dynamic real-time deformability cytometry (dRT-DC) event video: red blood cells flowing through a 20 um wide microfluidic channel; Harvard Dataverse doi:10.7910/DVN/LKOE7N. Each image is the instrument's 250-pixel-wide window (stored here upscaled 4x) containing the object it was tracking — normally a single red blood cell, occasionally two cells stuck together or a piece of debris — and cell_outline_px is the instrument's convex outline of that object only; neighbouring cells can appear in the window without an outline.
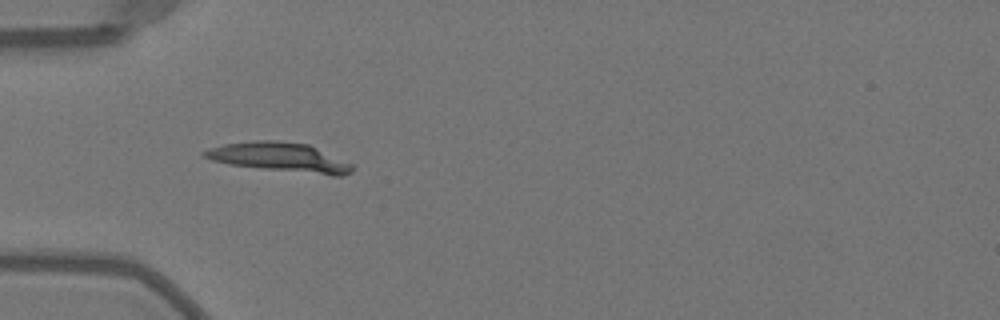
{"species": "Egyptian fruit bat (a non-hibernating species)", "species_latin": "Rousettus aegyptiacus", "temperature_condition": "warm", "stored_images_in_passage": 35, "camera_frame_rate_fps": 3000, "um_per_image_px": 0.085, "animal": {"sex": "female"}, "frame": {"image": 1, "passage_image": 1, "time_ms": 0.0, "image_size_px": [1000, 320], "cell_outline_px": [[352, 172], [344, 176], [332, 176], [228, 164], [212, 160], [200, 156], [200, 152], [208, 148], [224, 144], [256, 140], [280, 140], [308, 144], [352, 164]], "centroid_in_image_um": [23.74, 13.36], "position_along_channel_um": 61.3, "area_um2": 25.14}}
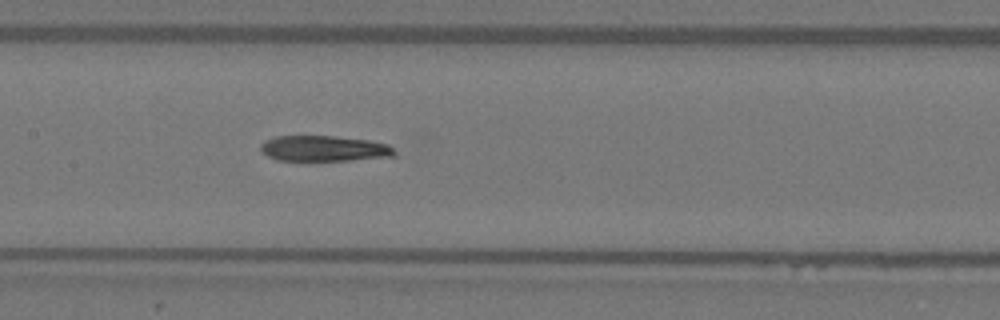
{"frame": {"image": 2, "passage_image": 10, "time_ms": 3.0, "image_size_px": [1000, 320], "cell_outline_px": [[396, 156], [316, 164], [276, 160], [268, 156], [260, 148], [260, 144], [264, 140], [276, 136], [336, 136], [368, 140], [388, 144], [396, 152]], "centroid_in_image_um": [27.52, 12.68], "position_along_channel_um": 179.9, "area_um2": 21.21}}
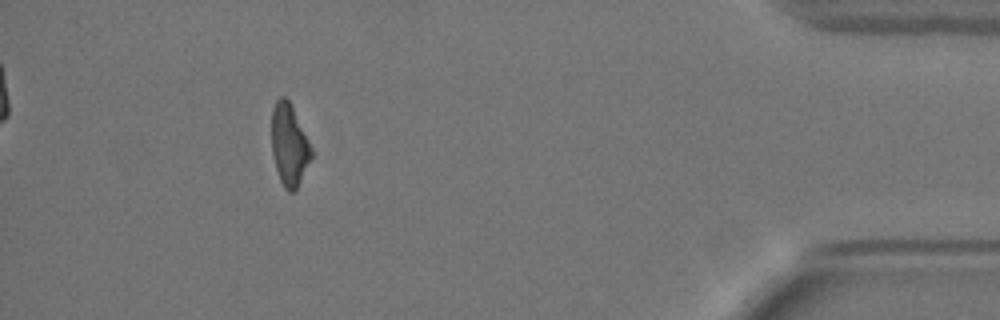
{"frame": {"image": 3, "passage_image": 31, "time_ms": 10.0, "image_size_px": [1000, 320], "cell_outline_px": [[312, 156], [296, 188], [292, 192], [288, 192], [284, 188], [280, 180], [276, 168], [272, 152], [272, 108], [276, 100], [280, 96], [284, 96], [288, 100], [312, 148]], "centroid_in_image_um": [24.56, 12.31], "position_along_channel_um": 410.6, "area_um2": 18.44}, "authors_computed_cell_mechanics": {"area_um2": 21.097, "velocity_mm_per_s": 4.0467, "shape_relaxation_time_tau1_ms": 6.3186, "shape_relaxation_time_tau2_ms": 9.9646, "deformation_change_tau1": 0.1945, "deformation_change_tau2": 0.2752}}